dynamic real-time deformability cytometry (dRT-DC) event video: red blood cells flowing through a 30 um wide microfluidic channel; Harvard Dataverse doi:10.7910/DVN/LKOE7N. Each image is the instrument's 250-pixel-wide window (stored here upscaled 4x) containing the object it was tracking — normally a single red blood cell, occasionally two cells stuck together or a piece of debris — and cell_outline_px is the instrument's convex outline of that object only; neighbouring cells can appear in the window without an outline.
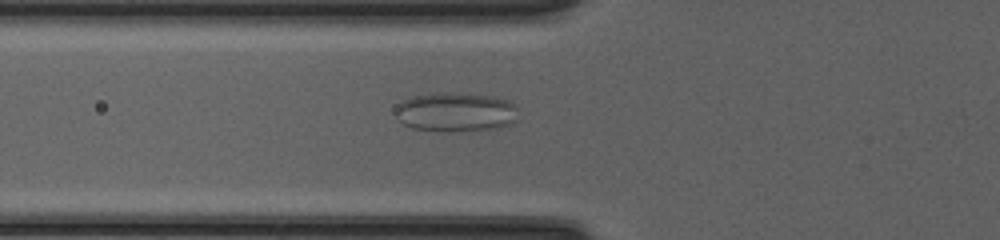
{"species": "common noctule bat (a hibernating species)", "species_latin": "Nyctalus noctula", "temperature_condition": "cold", "stored_images_in_passage": 36, "camera_frame_rate_fps": 3000, "um_per_image_px": 0.085, "animal": {"sex": "female", "body_mass_g": 20.0, "forearm_length_mm": 54.0}, "frame": {"image": 1, "passage_image": 17, "time_ms": 5.333, "image_size_px": [1000, 240], "cell_outline_px": [[516, 120], [512, 124], [500, 128], [452, 132], [440, 132], [412, 128], [404, 124], [396, 116], [396, 108], [404, 100], [412, 96], [436, 92], [468, 92], [496, 96], [508, 100], [516, 104]], "centroid_in_image_um": [38.78, 9.51], "position_along_channel_um": 87.0, "area_um2": 28.84}}
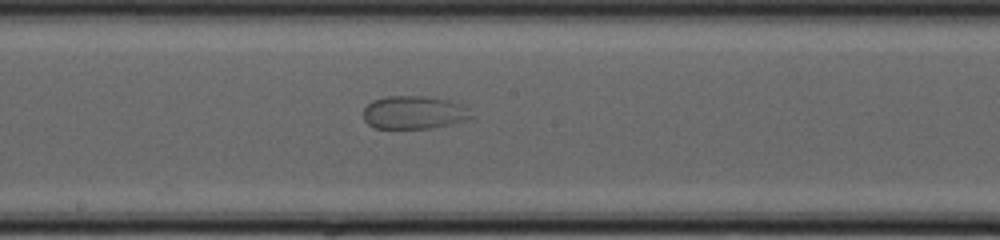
{"frame": {"image": 2, "passage_image": 26, "time_ms": 8.333, "image_size_px": [1000, 240], "cell_outline_px": [[472, 116], [464, 120], [432, 128], [376, 128], [368, 124], [364, 120], [364, 108], [372, 100], [384, 96], [424, 96], [448, 100], [464, 104], [468, 108]], "centroid_in_image_um": [35.16, 9.55], "position_along_channel_um": 213.0, "area_um2": 20.75}}
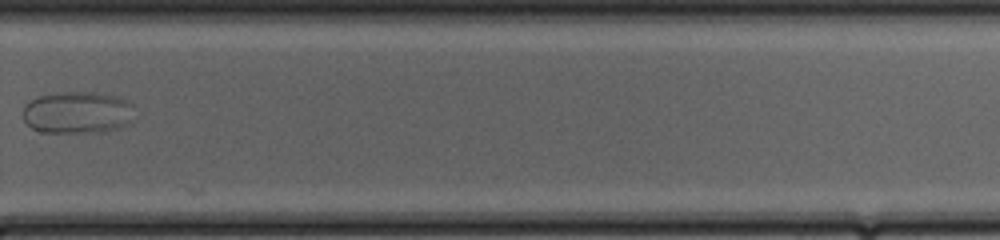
{"frame": {"image": 3, "passage_image": 34, "time_ms": 11.0, "image_size_px": [1000, 240], "cell_outline_px": [[132, 124], [100, 132], [40, 132], [32, 128], [24, 120], [24, 104], [40, 96], [64, 92], [92, 92], [112, 96], [124, 100], [132, 104]], "centroid_in_image_um": [6.58, 9.58], "position_along_channel_um": 323.2, "area_um2": 27.05}}